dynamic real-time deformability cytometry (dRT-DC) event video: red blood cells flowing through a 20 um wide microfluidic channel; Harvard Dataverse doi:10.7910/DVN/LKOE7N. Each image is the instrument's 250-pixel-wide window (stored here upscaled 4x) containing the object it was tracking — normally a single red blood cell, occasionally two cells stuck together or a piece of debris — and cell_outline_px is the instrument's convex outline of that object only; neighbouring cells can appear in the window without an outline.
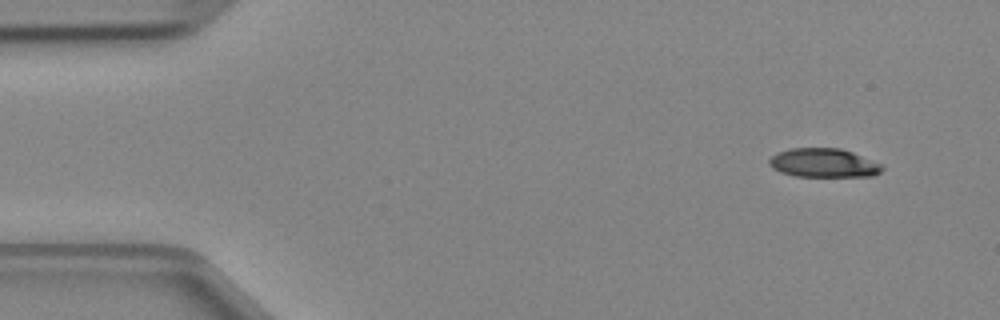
{"species": "Egyptian fruit bat (a non-hibernating species)", "species_latin": "Rousettus aegyptiacus", "temperature_condition": "cold", "stored_images_in_passage": 6, "camera_frame_rate_fps": 3000, "um_per_image_px": 0.085, "animal": {"sex": "female"}, "frame": {"image": 1, "passage_image": 1, "time_ms": 0.0, "image_size_px": [1000, 320], "cell_outline_px": [[884, 168], [880, 172], [872, 176], [796, 176], [780, 172], [772, 168], [768, 164], [768, 160], [776, 152], [792, 148], [840, 148], [852, 152], [880, 164]], "centroid_in_image_um": [69.96, 13.84], "position_along_channel_um": 15.0, "area_um2": 18.9}}
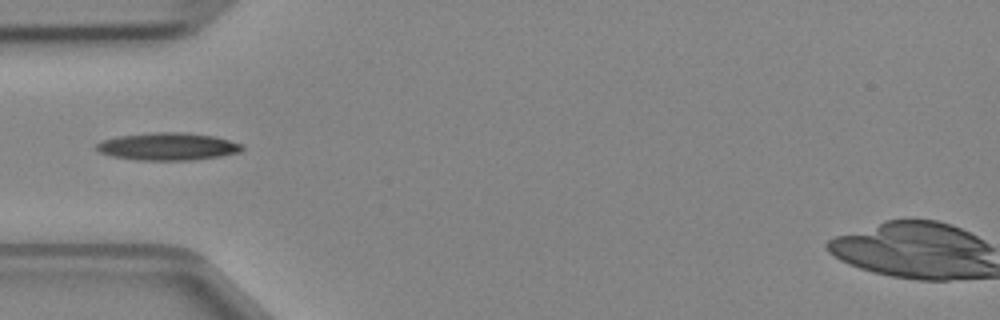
{"frame": {"image": 2, "passage_image": 4, "time_ms": 1.0, "image_size_px": [1000, 320], "cell_outline_px": [[244, 148], [240, 152], [220, 156], [192, 160], [136, 160], [112, 156], [100, 152], [96, 148], [96, 144], [104, 140], [116, 136], [152, 132], [184, 132], [212, 136], [228, 140], [240, 144]], "centroid_in_image_um": [14.24, 12.45], "position_along_channel_um": 70.8, "area_um2": 23.24}}